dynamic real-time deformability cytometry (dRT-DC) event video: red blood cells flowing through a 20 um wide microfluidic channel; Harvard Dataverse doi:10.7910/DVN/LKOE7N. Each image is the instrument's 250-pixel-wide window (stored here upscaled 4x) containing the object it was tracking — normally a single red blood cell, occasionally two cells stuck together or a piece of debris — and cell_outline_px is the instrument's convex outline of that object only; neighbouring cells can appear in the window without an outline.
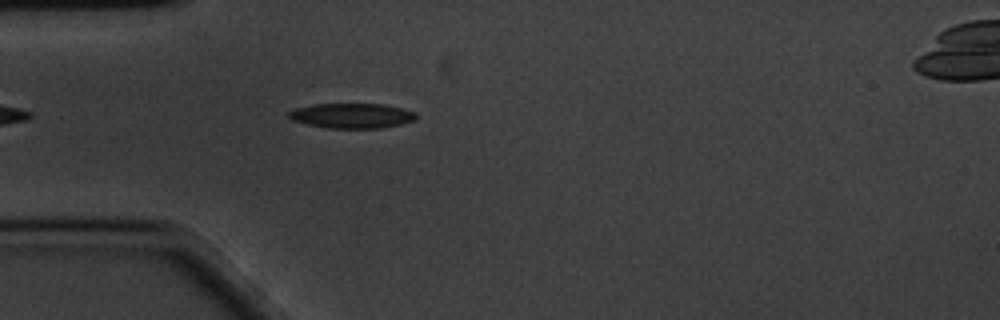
{"species": "common noctule bat (a hibernating species)", "species_latin": "Nyctalus noctula", "temperature_condition": "cold", "stored_images_in_passage": 10, "camera_frame_rate_fps": 3000, "um_per_image_px": 0.085, "animal": {"sex": "male", "body_mass_g": 20.1, "forearm_length_mm": 53.5}, "frame": {"image": 1, "passage_image": 6, "time_ms": 1.667, "image_size_px": [1000, 320], "cell_outline_px": [[416, 120], [400, 124], [380, 128], [328, 128], [308, 124], [292, 120], [288, 116], [288, 112], [296, 108], [316, 104], [380, 104], [400, 108], [416, 112]], "centroid_in_image_um": [29.91, 9.84], "position_along_channel_um": 55.1, "area_um2": 18.32}}
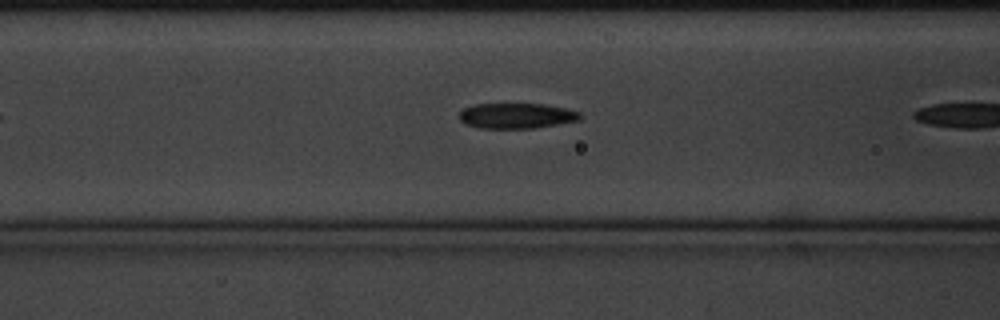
{"frame": {"image": 2, "passage_image": 9, "time_ms": 2.667, "image_size_px": [1000, 320], "cell_outline_px": [[580, 120], [536, 128], [480, 128], [464, 124], [460, 120], [460, 112], [464, 108], [476, 104], [544, 104], [564, 108], [580, 112]], "centroid_in_image_um": [43.89, 9.84], "position_along_channel_um": 122.7, "area_um2": 17.8}}